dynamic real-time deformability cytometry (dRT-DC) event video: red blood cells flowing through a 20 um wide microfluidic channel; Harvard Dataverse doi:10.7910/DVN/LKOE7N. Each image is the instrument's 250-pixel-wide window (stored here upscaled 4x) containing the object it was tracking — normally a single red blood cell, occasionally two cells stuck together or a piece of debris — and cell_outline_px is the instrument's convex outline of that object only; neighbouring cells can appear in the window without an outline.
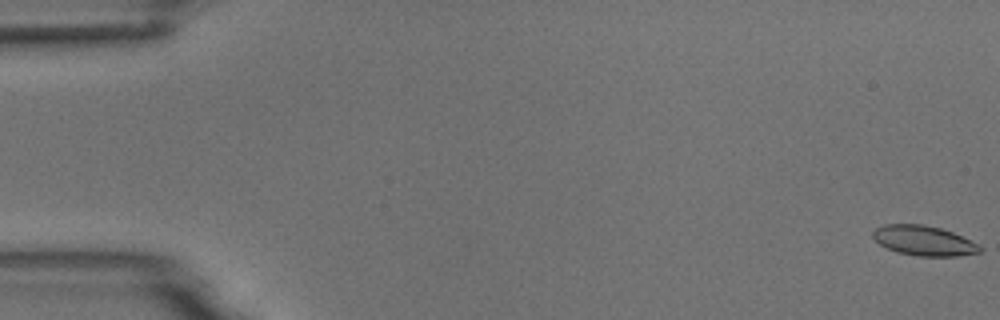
{"species": "common noctule bat (a hibernating species)", "species_latin": "Nyctalus noctula", "temperature_condition": "room temperature", "stored_images_in_passage": 56, "camera_frame_rate_fps": 3000, "um_per_image_px": 0.085, "animal": {"sex": "male", "body_mass_g": 18.8}, "frame": {"image": 1, "passage_image": 1, "time_ms": 0.0, "image_size_px": [1000, 320], "cell_outline_px": [[984, 248], [980, 252], [956, 256], [916, 256], [896, 252], [880, 244], [872, 236], [872, 232], [876, 228], [884, 224], [924, 224], [940, 228], [952, 232]], "centroid_in_image_um": [78.49, 20.45], "position_along_channel_um": 6.5, "area_um2": 18.5}}
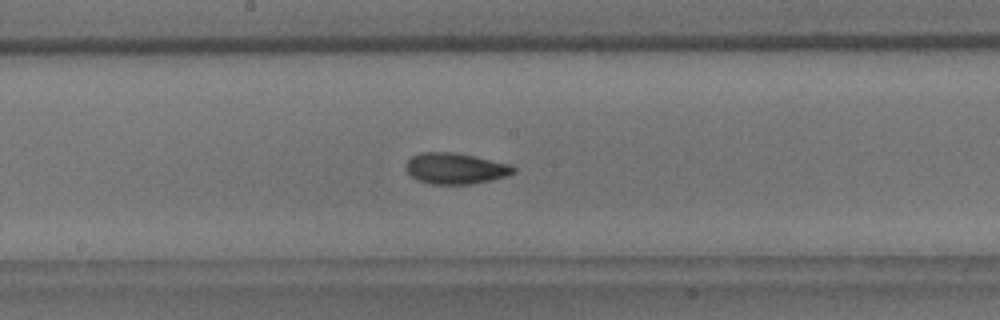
{"frame": {"image": 2, "passage_image": 30, "time_ms": 9.667, "image_size_px": [1000, 320], "cell_outline_px": [[516, 172], [508, 176], [492, 180], [472, 184], [432, 184], [416, 180], [404, 168], [408, 160], [412, 156], [420, 152], [452, 152], [512, 164], [516, 168]], "centroid_in_image_um": [38.73, 14.32], "position_along_channel_um": 209.5, "area_um2": 19.59}}
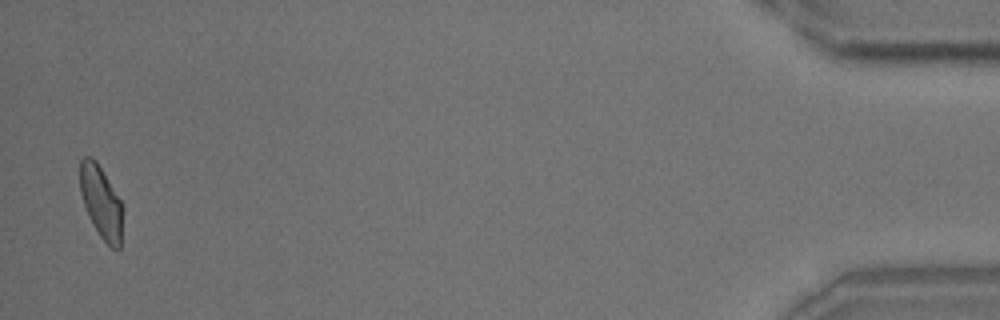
{"frame": {"image": 3, "passage_image": 55, "time_ms": 18.0, "image_size_px": [1000, 320], "cell_outline_px": [[120, 248], [112, 248], [100, 236], [92, 224], [84, 204], [80, 192], [80, 160], [84, 156], [88, 156], [96, 160], [120, 200]], "centroid_in_image_um": [8.54, 17.13], "position_along_channel_um": 426.7, "area_um2": 17.28}, "authors_computed_cell_mechanics": {"area_um2": 18.8139, "velocity_mm_per_s": 3.6666, "shape_relaxation_time_tau1_ms": null, "shape_relaxation_time_tau2_ms": 1.9352, "deformation_change_tau1": null, "deformation_change_tau2": 0.078}}